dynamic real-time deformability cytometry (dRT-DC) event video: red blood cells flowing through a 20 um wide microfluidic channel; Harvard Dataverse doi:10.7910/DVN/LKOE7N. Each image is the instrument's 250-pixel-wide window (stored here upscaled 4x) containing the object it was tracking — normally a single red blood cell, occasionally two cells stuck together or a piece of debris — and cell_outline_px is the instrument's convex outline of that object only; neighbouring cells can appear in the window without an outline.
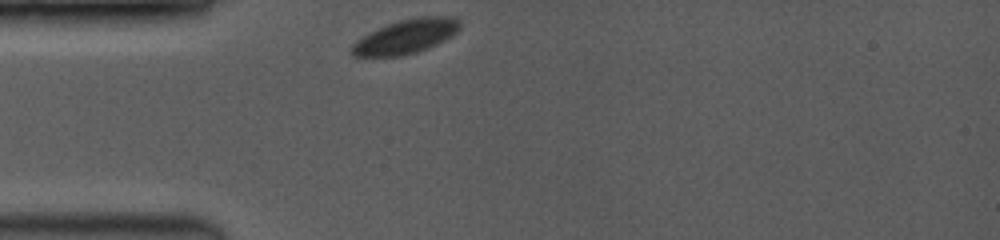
{"species": "common noctule bat (a hibernating species)", "species_latin": "Nyctalus noctula", "temperature_condition": "room temperature", "stored_images_in_passage": 13, "camera_frame_rate_fps": 3500, "um_per_image_px": 0.085, "animal": {"sex": "female", "body_mass_g": 19.0, "forearm_length_mm": 53.3}, "frame": {"image": 1, "passage_image": 1, "time_ms": 0.0, "image_size_px": [1000, 240], "cell_outline_px": [[460, 28], [452, 36], [428, 48], [416, 52], [400, 56], [352, 56], [348, 48], [356, 40], [368, 32], [388, 24], [400, 20], [420, 16], [452, 16], [460, 20]], "centroid_in_image_um": [34.48, 3.1], "position_along_channel_um": 50.5, "area_um2": 21.68}}
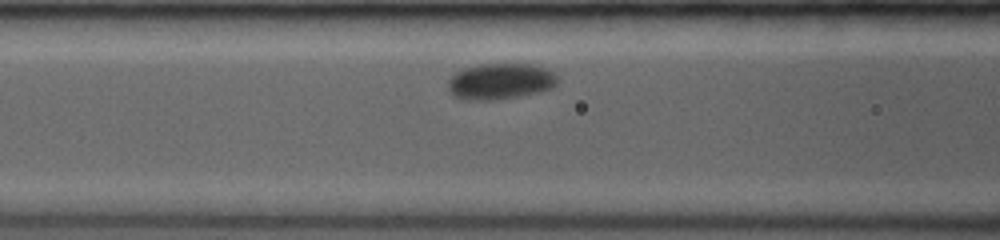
{"frame": {"image": 2, "passage_image": 6, "time_ms": 2.286, "image_size_px": [1000, 240], "cell_outline_px": [[560, 80], [552, 88], [540, 92], [520, 96], [496, 100], [460, 100], [452, 96], [448, 88], [448, 80], [456, 72], [464, 68], [476, 64], [532, 64], [548, 68], [556, 72]], "centroid_in_image_um": [42.55, 6.92], "position_along_channel_um": 124.0, "area_um2": 23.64}}
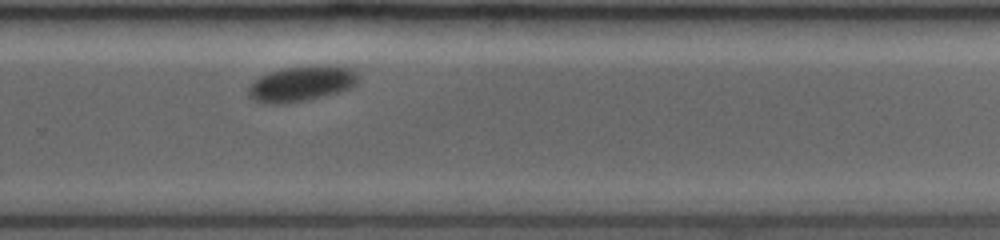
{"frame": {"image": 3, "passage_image": 13, "time_ms": 7.143, "image_size_px": [1000, 240], "cell_outline_px": [[360, 76], [356, 84], [340, 92], [304, 100], [280, 104], [264, 104], [252, 100], [248, 96], [248, 88], [260, 76], [280, 68], [352, 68], [360, 72]], "centroid_in_image_um": [25.58, 7.16], "position_along_channel_um": 304.2, "area_um2": 21.91}}